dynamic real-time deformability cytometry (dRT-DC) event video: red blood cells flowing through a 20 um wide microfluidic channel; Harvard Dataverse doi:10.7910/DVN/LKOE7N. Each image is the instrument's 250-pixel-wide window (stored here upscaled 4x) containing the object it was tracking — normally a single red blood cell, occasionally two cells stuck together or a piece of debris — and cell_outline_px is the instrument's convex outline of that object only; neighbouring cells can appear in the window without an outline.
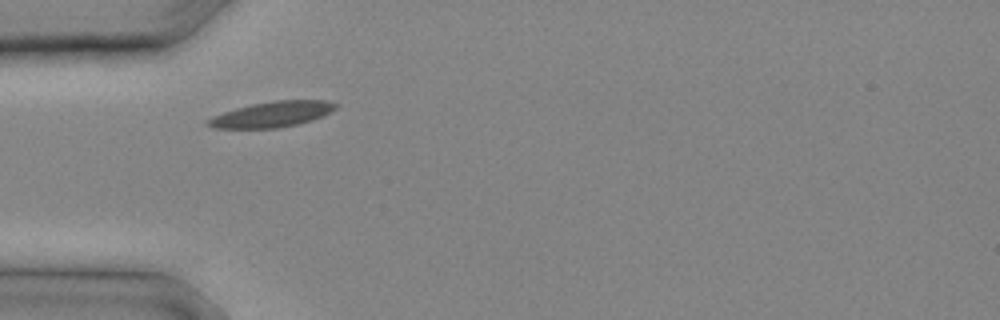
{"species": "common noctule bat (a hibernating species)", "species_latin": "Nyctalus noctula", "temperature_condition": "cold", "stored_images_in_passage": 9, "camera_frame_rate_fps": 3000, "um_per_image_px": 0.085, "animal": {"sex": "male", "body_mass_g": 20.4}, "frame": {"image": 1, "passage_image": 1, "time_ms": 0.0, "image_size_px": [1000, 320], "cell_outline_px": [[340, 104], [332, 112], [324, 116], [300, 124], [280, 128], [212, 128], [204, 124], [212, 116], [236, 108], [252, 104], [276, 100], [324, 100]], "centroid_in_image_um": [23.16, 9.72], "position_along_channel_um": 61.8, "area_um2": 19.25}}
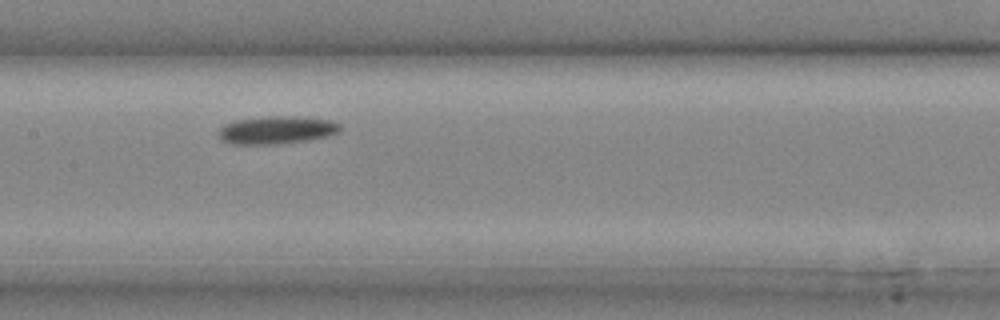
{"frame": {"image": 2, "passage_image": 6, "time_ms": 1.667, "image_size_px": [1000, 320], "cell_outline_px": [[340, 132], [328, 136], [304, 140], [276, 144], [232, 144], [220, 140], [220, 128], [224, 124], [236, 120], [268, 116], [296, 116], [328, 120], [340, 124]], "centroid_in_image_um": [23.5, 11.05], "position_along_channel_um": 183.9, "area_um2": 19.54}}
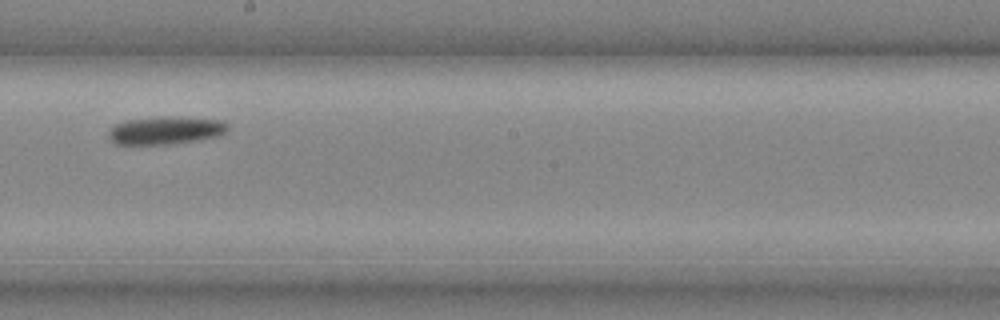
{"frame": {"image": 3, "passage_image": 8, "time_ms": 2.333, "image_size_px": [1000, 320], "cell_outline_px": [[228, 128], [224, 132], [216, 136], [196, 140], [168, 144], [116, 144], [108, 140], [108, 132], [116, 124], [124, 120], [160, 116], [172, 116], [220, 120], [228, 124]], "centroid_in_image_um": [14.01, 11.07], "position_along_channel_um": 234.2, "area_um2": 19.31}}